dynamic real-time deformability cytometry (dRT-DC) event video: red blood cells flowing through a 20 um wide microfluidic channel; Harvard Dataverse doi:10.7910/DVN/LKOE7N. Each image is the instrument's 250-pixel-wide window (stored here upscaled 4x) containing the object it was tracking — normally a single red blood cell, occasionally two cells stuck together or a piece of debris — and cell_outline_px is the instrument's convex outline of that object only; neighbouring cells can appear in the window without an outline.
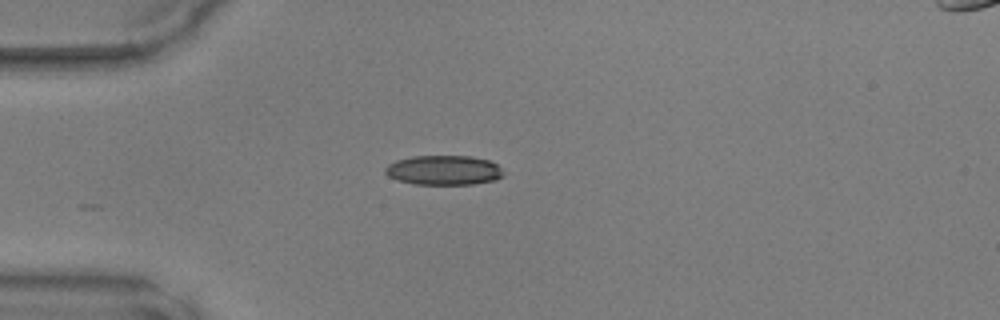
{"species": "common noctule bat (a hibernating species)", "species_latin": "Nyctalus noctula", "temperature_condition": "warm", "stored_images_in_passage": 11, "camera_frame_rate_fps": 3000, "um_per_image_px": 0.085, "animal": {"sex": "male", "body_mass_g": 17.9, "forearm_length_mm": 54.2}, "frame": {"image": 1, "passage_image": 1, "time_ms": 0.0, "image_size_px": [1000, 320], "cell_outline_px": [[504, 176], [496, 180], [472, 184], [412, 184], [396, 180], [388, 176], [384, 172], [384, 168], [388, 164], [396, 160], [412, 156], [472, 156], [488, 160], [496, 164], [504, 172]], "centroid_in_image_um": [37.7, 14.47], "position_along_channel_um": 47.3, "area_um2": 20.58}}